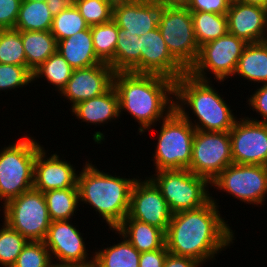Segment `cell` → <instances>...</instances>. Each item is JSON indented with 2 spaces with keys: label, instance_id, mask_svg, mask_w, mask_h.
Wrapping results in <instances>:
<instances>
[{
  "label": "cell",
  "instance_id": "obj_46",
  "mask_svg": "<svg viewBox=\"0 0 267 267\" xmlns=\"http://www.w3.org/2000/svg\"><path fill=\"white\" fill-rule=\"evenodd\" d=\"M50 267H94V264H58L54 261V264L52 263Z\"/></svg>",
  "mask_w": 267,
  "mask_h": 267
},
{
  "label": "cell",
  "instance_id": "obj_49",
  "mask_svg": "<svg viewBox=\"0 0 267 267\" xmlns=\"http://www.w3.org/2000/svg\"><path fill=\"white\" fill-rule=\"evenodd\" d=\"M182 0H169V3H175V2H180Z\"/></svg>",
  "mask_w": 267,
  "mask_h": 267
},
{
  "label": "cell",
  "instance_id": "obj_29",
  "mask_svg": "<svg viewBox=\"0 0 267 267\" xmlns=\"http://www.w3.org/2000/svg\"><path fill=\"white\" fill-rule=\"evenodd\" d=\"M191 17L199 47L228 33L226 14L191 12Z\"/></svg>",
  "mask_w": 267,
  "mask_h": 267
},
{
  "label": "cell",
  "instance_id": "obj_11",
  "mask_svg": "<svg viewBox=\"0 0 267 267\" xmlns=\"http://www.w3.org/2000/svg\"><path fill=\"white\" fill-rule=\"evenodd\" d=\"M230 164L233 159L229 132L196 130L187 169L211 183Z\"/></svg>",
  "mask_w": 267,
  "mask_h": 267
},
{
  "label": "cell",
  "instance_id": "obj_4",
  "mask_svg": "<svg viewBox=\"0 0 267 267\" xmlns=\"http://www.w3.org/2000/svg\"><path fill=\"white\" fill-rule=\"evenodd\" d=\"M79 173L80 201L91 205L114 231L128 215L131 189L137 179L101 172L89 161Z\"/></svg>",
  "mask_w": 267,
  "mask_h": 267
},
{
  "label": "cell",
  "instance_id": "obj_31",
  "mask_svg": "<svg viewBox=\"0 0 267 267\" xmlns=\"http://www.w3.org/2000/svg\"><path fill=\"white\" fill-rule=\"evenodd\" d=\"M93 39V46L97 58L109 64L115 55L116 43L118 40V26L112 19L109 22L93 25L90 27Z\"/></svg>",
  "mask_w": 267,
  "mask_h": 267
},
{
  "label": "cell",
  "instance_id": "obj_48",
  "mask_svg": "<svg viewBox=\"0 0 267 267\" xmlns=\"http://www.w3.org/2000/svg\"><path fill=\"white\" fill-rule=\"evenodd\" d=\"M21 1H32V2H47V0H21Z\"/></svg>",
  "mask_w": 267,
  "mask_h": 267
},
{
  "label": "cell",
  "instance_id": "obj_2",
  "mask_svg": "<svg viewBox=\"0 0 267 267\" xmlns=\"http://www.w3.org/2000/svg\"><path fill=\"white\" fill-rule=\"evenodd\" d=\"M113 87L119 98L120 115L124 110L132 115L141 135L175 109V81L168 77L116 72Z\"/></svg>",
  "mask_w": 267,
  "mask_h": 267
},
{
  "label": "cell",
  "instance_id": "obj_23",
  "mask_svg": "<svg viewBox=\"0 0 267 267\" xmlns=\"http://www.w3.org/2000/svg\"><path fill=\"white\" fill-rule=\"evenodd\" d=\"M140 253L160 249L165 245V233L157 227L130 218L128 215L115 229Z\"/></svg>",
  "mask_w": 267,
  "mask_h": 267
},
{
  "label": "cell",
  "instance_id": "obj_42",
  "mask_svg": "<svg viewBox=\"0 0 267 267\" xmlns=\"http://www.w3.org/2000/svg\"><path fill=\"white\" fill-rule=\"evenodd\" d=\"M168 253L166 245L160 249L142 252L140 254L139 267H163Z\"/></svg>",
  "mask_w": 267,
  "mask_h": 267
},
{
  "label": "cell",
  "instance_id": "obj_13",
  "mask_svg": "<svg viewBox=\"0 0 267 267\" xmlns=\"http://www.w3.org/2000/svg\"><path fill=\"white\" fill-rule=\"evenodd\" d=\"M229 134L234 164L267 166V123L238 118Z\"/></svg>",
  "mask_w": 267,
  "mask_h": 267
},
{
  "label": "cell",
  "instance_id": "obj_27",
  "mask_svg": "<svg viewBox=\"0 0 267 267\" xmlns=\"http://www.w3.org/2000/svg\"><path fill=\"white\" fill-rule=\"evenodd\" d=\"M121 239L113 246L95 251L91 258L94 267H139L141 253L124 236Z\"/></svg>",
  "mask_w": 267,
  "mask_h": 267
},
{
  "label": "cell",
  "instance_id": "obj_5",
  "mask_svg": "<svg viewBox=\"0 0 267 267\" xmlns=\"http://www.w3.org/2000/svg\"><path fill=\"white\" fill-rule=\"evenodd\" d=\"M0 150V201L11 199L33 188L34 163L42 146L27 135Z\"/></svg>",
  "mask_w": 267,
  "mask_h": 267
},
{
  "label": "cell",
  "instance_id": "obj_21",
  "mask_svg": "<svg viewBox=\"0 0 267 267\" xmlns=\"http://www.w3.org/2000/svg\"><path fill=\"white\" fill-rule=\"evenodd\" d=\"M71 112L83 122L107 124L120 116L119 98L113 85L103 94L77 103Z\"/></svg>",
  "mask_w": 267,
  "mask_h": 267
},
{
  "label": "cell",
  "instance_id": "obj_35",
  "mask_svg": "<svg viewBox=\"0 0 267 267\" xmlns=\"http://www.w3.org/2000/svg\"><path fill=\"white\" fill-rule=\"evenodd\" d=\"M28 240L5 221L0 229V265L12 267Z\"/></svg>",
  "mask_w": 267,
  "mask_h": 267
},
{
  "label": "cell",
  "instance_id": "obj_17",
  "mask_svg": "<svg viewBox=\"0 0 267 267\" xmlns=\"http://www.w3.org/2000/svg\"><path fill=\"white\" fill-rule=\"evenodd\" d=\"M114 70L100 63L86 68L73 69L66 86L60 92L71 106L105 93L113 85Z\"/></svg>",
  "mask_w": 267,
  "mask_h": 267
},
{
  "label": "cell",
  "instance_id": "obj_20",
  "mask_svg": "<svg viewBox=\"0 0 267 267\" xmlns=\"http://www.w3.org/2000/svg\"><path fill=\"white\" fill-rule=\"evenodd\" d=\"M44 147L38 152L34 163L35 190L42 193L55 190L78 188V172L68 161L60 160L56 153L47 157Z\"/></svg>",
  "mask_w": 267,
  "mask_h": 267
},
{
  "label": "cell",
  "instance_id": "obj_25",
  "mask_svg": "<svg viewBox=\"0 0 267 267\" xmlns=\"http://www.w3.org/2000/svg\"><path fill=\"white\" fill-rule=\"evenodd\" d=\"M236 75L254 83H267V41L245 46L234 76Z\"/></svg>",
  "mask_w": 267,
  "mask_h": 267
},
{
  "label": "cell",
  "instance_id": "obj_15",
  "mask_svg": "<svg viewBox=\"0 0 267 267\" xmlns=\"http://www.w3.org/2000/svg\"><path fill=\"white\" fill-rule=\"evenodd\" d=\"M51 260L57 259L58 264H88V253L81 233L69 220L51 221L45 239ZM88 260V261H87Z\"/></svg>",
  "mask_w": 267,
  "mask_h": 267
},
{
  "label": "cell",
  "instance_id": "obj_41",
  "mask_svg": "<svg viewBox=\"0 0 267 267\" xmlns=\"http://www.w3.org/2000/svg\"><path fill=\"white\" fill-rule=\"evenodd\" d=\"M263 86L258 87V89L250 95L248 98V105L259 113L262 117L261 120H257L251 117H247L250 120L267 123V83L262 84Z\"/></svg>",
  "mask_w": 267,
  "mask_h": 267
},
{
  "label": "cell",
  "instance_id": "obj_38",
  "mask_svg": "<svg viewBox=\"0 0 267 267\" xmlns=\"http://www.w3.org/2000/svg\"><path fill=\"white\" fill-rule=\"evenodd\" d=\"M33 82V73L27 66L0 63V91L13 90Z\"/></svg>",
  "mask_w": 267,
  "mask_h": 267
},
{
  "label": "cell",
  "instance_id": "obj_22",
  "mask_svg": "<svg viewBox=\"0 0 267 267\" xmlns=\"http://www.w3.org/2000/svg\"><path fill=\"white\" fill-rule=\"evenodd\" d=\"M58 53L73 69L102 63L96 56L90 27L57 42Z\"/></svg>",
  "mask_w": 267,
  "mask_h": 267
},
{
  "label": "cell",
  "instance_id": "obj_47",
  "mask_svg": "<svg viewBox=\"0 0 267 267\" xmlns=\"http://www.w3.org/2000/svg\"><path fill=\"white\" fill-rule=\"evenodd\" d=\"M145 1H155V2H161V3H169V0H145Z\"/></svg>",
  "mask_w": 267,
  "mask_h": 267
},
{
  "label": "cell",
  "instance_id": "obj_12",
  "mask_svg": "<svg viewBox=\"0 0 267 267\" xmlns=\"http://www.w3.org/2000/svg\"><path fill=\"white\" fill-rule=\"evenodd\" d=\"M215 186L242 202L259 205L267 195V166L230 164L212 182Z\"/></svg>",
  "mask_w": 267,
  "mask_h": 267
},
{
  "label": "cell",
  "instance_id": "obj_45",
  "mask_svg": "<svg viewBox=\"0 0 267 267\" xmlns=\"http://www.w3.org/2000/svg\"><path fill=\"white\" fill-rule=\"evenodd\" d=\"M244 4L256 5L267 9V0H237Z\"/></svg>",
  "mask_w": 267,
  "mask_h": 267
},
{
  "label": "cell",
  "instance_id": "obj_18",
  "mask_svg": "<svg viewBox=\"0 0 267 267\" xmlns=\"http://www.w3.org/2000/svg\"><path fill=\"white\" fill-rule=\"evenodd\" d=\"M161 2L145 0H115L113 20L124 34L142 36L158 27Z\"/></svg>",
  "mask_w": 267,
  "mask_h": 267
},
{
  "label": "cell",
  "instance_id": "obj_7",
  "mask_svg": "<svg viewBox=\"0 0 267 267\" xmlns=\"http://www.w3.org/2000/svg\"><path fill=\"white\" fill-rule=\"evenodd\" d=\"M153 155L155 171L187 169L191 163L195 128L176 109L162 120Z\"/></svg>",
  "mask_w": 267,
  "mask_h": 267
},
{
  "label": "cell",
  "instance_id": "obj_3",
  "mask_svg": "<svg viewBox=\"0 0 267 267\" xmlns=\"http://www.w3.org/2000/svg\"><path fill=\"white\" fill-rule=\"evenodd\" d=\"M211 85L210 81L185 73L175 81V109L195 130L229 132L238 117H235L230 106ZM186 107H190L199 122L195 120L192 123Z\"/></svg>",
  "mask_w": 267,
  "mask_h": 267
},
{
  "label": "cell",
  "instance_id": "obj_9",
  "mask_svg": "<svg viewBox=\"0 0 267 267\" xmlns=\"http://www.w3.org/2000/svg\"><path fill=\"white\" fill-rule=\"evenodd\" d=\"M4 221L28 241H43L51 224L44 194L34 188L2 205Z\"/></svg>",
  "mask_w": 267,
  "mask_h": 267
},
{
  "label": "cell",
  "instance_id": "obj_30",
  "mask_svg": "<svg viewBox=\"0 0 267 267\" xmlns=\"http://www.w3.org/2000/svg\"><path fill=\"white\" fill-rule=\"evenodd\" d=\"M43 194L51 221H71L80 205L78 188L49 190Z\"/></svg>",
  "mask_w": 267,
  "mask_h": 267
},
{
  "label": "cell",
  "instance_id": "obj_26",
  "mask_svg": "<svg viewBox=\"0 0 267 267\" xmlns=\"http://www.w3.org/2000/svg\"><path fill=\"white\" fill-rule=\"evenodd\" d=\"M114 72H132L141 74V53L139 36L124 34L118 27V40L114 59L109 63Z\"/></svg>",
  "mask_w": 267,
  "mask_h": 267
},
{
  "label": "cell",
  "instance_id": "obj_28",
  "mask_svg": "<svg viewBox=\"0 0 267 267\" xmlns=\"http://www.w3.org/2000/svg\"><path fill=\"white\" fill-rule=\"evenodd\" d=\"M53 18L47 2L22 1L14 28L20 31H51Z\"/></svg>",
  "mask_w": 267,
  "mask_h": 267
},
{
  "label": "cell",
  "instance_id": "obj_6",
  "mask_svg": "<svg viewBox=\"0 0 267 267\" xmlns=\"http://www.w3.org/2000/svg\"><path fill=\"white\" fill-rule=\"evenodd\" d=\"M149 179L160 190L172 213L200 208L212 197L208 191L211 183L188 169L159 170Z\"/></svg>",
  "mask_w": 267,
  "mask_h": 267
},
{
  "label": "cell",
  "instance_id": "obj_1",
  "mask_svg": "<svg viewBox=\"0 0 267 267\" xmlns=\"http://www.w3.org/2000/svg\"><path fill=\"white\" fill-rule=\"evenodd\" d=\"M216 201L211 197L200 208L172 214L165 232V245L169 253L203 264L215 259V254L233 243L234 232L220 216Z\"/></svg>",
  "mask_w": 267,
  "mask_h": 267
},
{
  "label": "cell",
  "instance_id": "obj_19",
  "mask_svg": "<svg viewBox=\"0 0 267 267\" xmlns=\"http://www.w3.org/2000/svg\"><path fill=\"white\" fill-rule=\"evenodd\" d=\"M228 33L247 44L267 41V9L232 0L227 11Z\"/></svg>",
  "mask_w": 267,
  "mask_h": 267
},
{
  "label": "cell",
  "instance_id": "obj_16",
  "mask_svg": "<svg viewBox=\"0 0 267 267\" xmlns=\"http://www.w3.org/2000/svg\"><path fill=\"white\" fill-rule=\"evenodd\" d=\"M141 74H156L173 81L187 70L171 55L158 27L139 37Z\"/></svg>",
  "mask_w": 267,
  "mask_h": 267
},
{
  "label": "cell",
  "instance_id": "obj_10",
  "mask_svg": "<svg viewBox=\"0 0 267 267\" xmlns=\"http://www.w3.org/2000/svg\"><path fill=\"white\" fill-rule=\"evenodd\" d=\"M246 45L244 40L227 33L200 46L198 57L187 72L204 81H210L206 70L213 73L214 79L219 82H223L231 76L234 77L239 58Z\"/></svg>",
  "mask_w": 267,
  "mask_h": 267
},
{
  "label": "cell",
  "instance_id": "obj_33",
  "mask_svg": "<svg viewBox=\"0 0 267 267\" xmlns=\"http://www.w3.org/2000/svg\"><path fill=\"white\" fill-rule=\"evenodd\" d=\"M0 63L26 66V55L20 30L16 28L0 29Z\"/></svg>",
  "mask_w": 267,
  "mask_h": 267
},
{
  "label": "cell",
  "instance_id": "obj_8",
  "mask_svg": "<svg viewBox=\"0 0 267 267\" xmlns=\"http://www.w3.org/2000/svg\"><path fill=\"white\" fill-rule=\"evenodd\" d=\"M158 29L171 55L188 71L195 63L200 48L191 12L181 1L162 3Z\"/></svg>",
  "mask_w": 267,
  "mask_h": 267
},
{
  "label": "cell",
  "instance_id": "obj_44",
  "mask_svg": "<svg viewBox=\"0 0 267 267\" xmlns=\"http://www.w3.org/2000/svg\"><path fill=\"white\" fill-rule=\"evenodd\" d=\"M72 3L73 0H47V7L54 17L61 11L66 10Z\"/></svg>",
  "mask_w": 267,
  "mask_h": 267
},
{
  "label": "cell",
  "instance_id": "obj_14",
  "mask_svg": "<svg viewBox=\"0 0 267 267\" xmlns=\"http://www.w3.org/2000/svg\"><path fill=\"white\" fill-rule=\"evenodd\" d=\"M172 214L167 201L149 177L144 181L137 178L131 189L128 216L160 228L165 233Z\"/></svg>",
  "mask_w": 267,
  "mask_h": 267
},
{
  "label": "cell",
  "instance_id": "obj_36",
  "mask_svg": "<svg viewBox=\"0 0 267 267\" xmlns=\"http://www.w3.org/2000/svg\"><path fill=\"white\" fill-rule=\"evenodd\" d=\"M114 2L115 0H73L89 27L112 20Z\"/></svg>",
  "mask_w": 267,
  "mask_h": 267
},
{
  "label": "cell",
  "instance_id": "obj_24",
  "mask_svg": "<svg viewBox=\"0 0 267 267\" xmlns=\"http://www.w3.org/2000/svg\"><path fill=\"white\" fill-rule=\"evenodd\" d=\"M26 66L33 73L57 51V40L51 31H21Z\"/></svg>",
  "mask_w": 267,
  "mask_h": 267
},
{
  "label": "cell",
  "instance_id": "obj_32",
  "mask_svg": "<svg viewBox=\"0 0 267 267\" xmlns=\"http://www.w3.org/2000/svg\"><path fill=\"white\" fill-rule=\"evenodd\" d=\"M73 72L69 63L56 51L33 72V80L44 78L58 93L66 86Z\"/></svg>",
  "mask_w": 267,
  "mask_h": 267
},
{
  "label": "cell",
  "instance_id": "obj_37",
  "mask_svg": "<svg viewBox=\"0 0 267 267\" xmlns=\"http://www.w3.org/2000/svg\"><path fill=\"white\" fill-rule=\"evenodd\" d=\"M52 263L43 241H28L12 267H50Z\"/></svg>",
  "mask_w": 267,
  "mask_h": 267
},
{
  "label": "cell",
  "instance_id": "obj_40",
  "mask_svg": "<svg viewBox=\"0 0 267 267\" xmlns=\"http://www.w3.org/2000/svg\"><path fill=\"white\" fill-rule=\"evenodd\" d=\"M21 0H0V29L14 28Z\"/></svg>",
  "mask_w": 267,
  "mask_h": 267
},
{
  "label": "cell",
  "instance_id": "obj_34",
  "mask_svg": "<svg viewBox=\"0 0 267 267\" xmlns=\"http://www.w3.org/2000/svg\"><path fill=\"white\" fill-rule=\"evenodd\" d=\"M88 28L89 25L72 3L66 10L54 16L51 34L58 42Z\"/></svg>",
  "mask_w": 267,
  "mask_h": 267
},
{
  "label": "cell",
  "instance_id": "obj_43",
  "mask_svg": "<svg viewBox=\"0 0 267 267\" xmlns=\"http://www.w3.org/2000/svg\"><path fill=\"white\" fill-rule=\"evenodd\" d=\"M201 263L195 259L168 253L163 267H200Z\"/></svg>",
  "mask_w": 267,
  "mask_h": 267
},
{
  "label": "cell",
  "instance_id": "obj_39",
  "mask_svg": "<svg viewBox=\"0 0 267 267\" xmlns=\"http://www.w3.org/2000/svg\"><path fill=\"white\" fill-rule=\"evenodd\" d=\"M232 0H182L190 12L227 14Z\"/></svg>",
  "mask_w": 267,
  "mask_h": 267
}]
</instances>
